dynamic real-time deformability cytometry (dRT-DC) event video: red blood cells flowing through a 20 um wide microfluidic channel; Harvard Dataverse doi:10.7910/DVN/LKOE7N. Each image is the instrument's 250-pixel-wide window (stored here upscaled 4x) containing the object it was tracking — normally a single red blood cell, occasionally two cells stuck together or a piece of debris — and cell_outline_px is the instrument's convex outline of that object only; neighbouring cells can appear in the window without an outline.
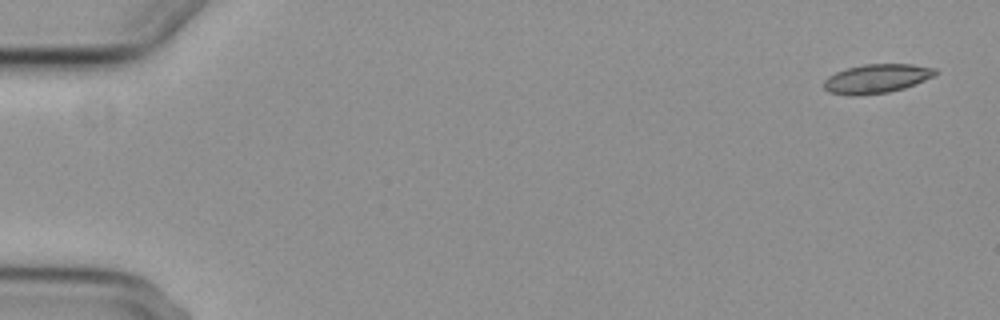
{"species": "common noctule bat (a hibernating species)", "species_latin": "Nyctalus noctula", "temperature_condition": "cold", "stored_images_in_passage": 8, "camera_frame_rate_fps": 3000, "um_per_image_px": 0.085, "animal": {"sex": "female", "body_mass_g": 29.2, "forearm_length_mm": 56.3}, "frame": {"image": 1, "passage_image": 1, "time_ms": 0.0, "image_size_px": [1000, 320], "cell_outline_px": [[940, 72], [936, 76], [904, 88], [888, 92], [856, 96], [852, 96], [828, 92], [824, 88], [824, 80], [828, 76], [836, 72], [848, 68], [864, 64], [912, 64], [936, 68]], "centroid_in_image_um": [74.55, 6.68], "position_along_channel_um": 10.5, "area_um2": 19.02}}
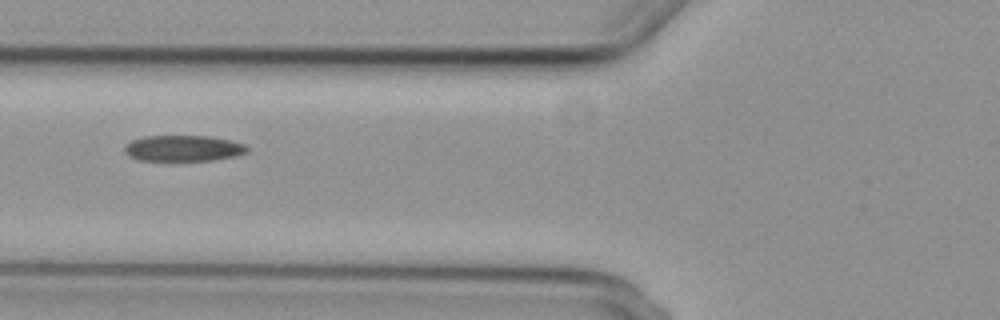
{"frame": {"image": 2, "passage_image": 6, "time_ms": 6.667, "image_size_px": [1000, 320], "cell_outline_px": [[248, 152], [236, 156], [212, 160], [140, 160], [128, 156], [124, 152], [124, 148], [132, 140], [144, 136], [208, 136], [228, 140], [244, 144], [248, 148]], "centroid_in_image_um": [15.57, 12.6], "position_along_channel_um": 110.2, "area_um2": 18.38}}
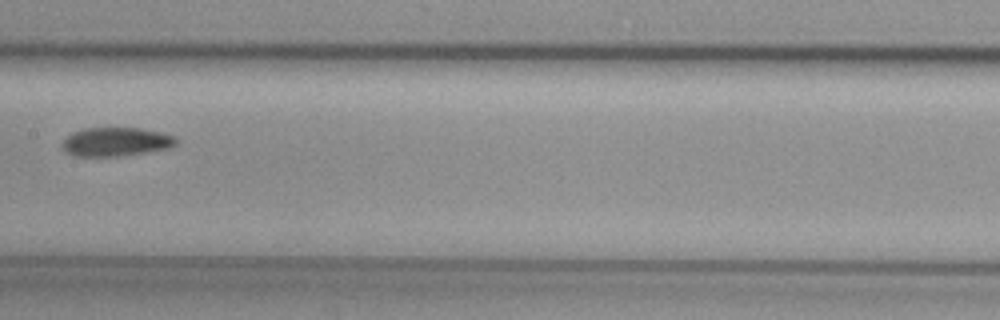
{"frame": {"image": 3, "passage_image": 8, "time_ms": 9.0, "image_size_px": [1000, 320], "cell_outline_px": [[176, 144], [168, 148], [120, 156], [76, 156], [64, 152], [64, 140], [72, 132], [84, 128], [140, 128], [160, 132], [176, 136]], "centroid_in_image_um": [9.85, 12.05], "position_along_channel_um": 197.5, "area_um2": 18.9}}